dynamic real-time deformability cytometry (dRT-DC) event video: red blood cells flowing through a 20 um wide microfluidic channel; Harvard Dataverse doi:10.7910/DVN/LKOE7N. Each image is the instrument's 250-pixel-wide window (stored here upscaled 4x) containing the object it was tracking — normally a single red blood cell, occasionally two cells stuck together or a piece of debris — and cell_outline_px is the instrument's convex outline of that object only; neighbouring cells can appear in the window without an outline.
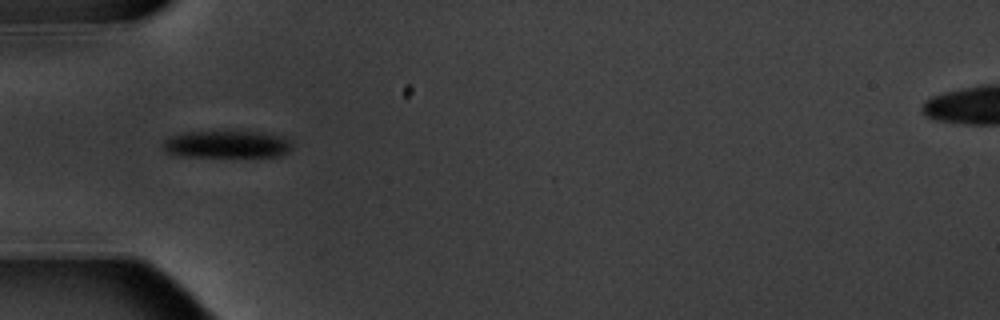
{"species": "common noctule bat (a hibernating species)", "species_latin": "Nyctalus noctula", "temperature_condition": "warm", "stored_images_in_passage": 7, "camera_frame_rate_fps": 3000, "um_per_image_px": 0.085, "animal": {"sex": "male", "body_mass_g": 20.1, "forearm_length_mm": 53.5}, "frame": {"image": 1, "passage_image": 6, "time_ms": 5.667, "image_size_px": [1000, 320], "cell_outline_px": [[292, 148], [288, 152], [280, 156], [180, 156], [168, 152], [160, 144], [164, 140], [172, 136], [184, 132], [256, 132], [284, 136], [292, 140]], "centroid_in_image_um": [19.32, 12.27], "position_along_channel_um": 65.7, "area_um2": 20.4}}
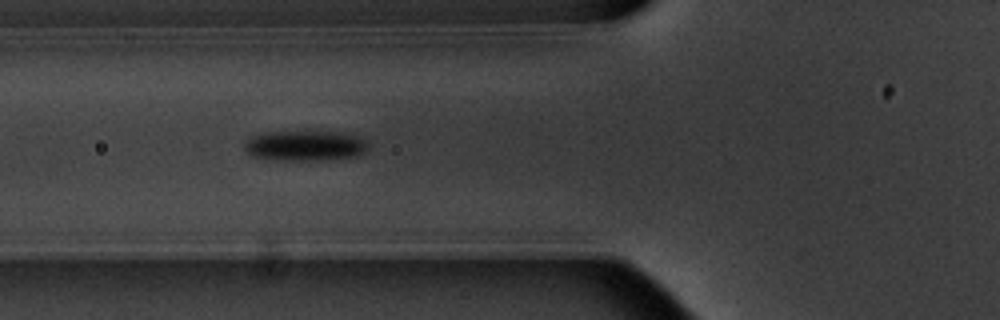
{"frame": {"image": 2, "passage_image": 7, "time_ms": 6.667, "image_size_px": [1000, 320], "cell_outline_px": [[372, 144], [360, 156], [320, 160], [284, 160], [252, 156], [244, 148], [244, 144], [252, 136], [268, 132], [344, 132], [360, 136], [368, 140]], "centroid_in_image_um": [26.05, 12.38], "position_along_channel_um": 99.7, "area_um2": 21.96}}